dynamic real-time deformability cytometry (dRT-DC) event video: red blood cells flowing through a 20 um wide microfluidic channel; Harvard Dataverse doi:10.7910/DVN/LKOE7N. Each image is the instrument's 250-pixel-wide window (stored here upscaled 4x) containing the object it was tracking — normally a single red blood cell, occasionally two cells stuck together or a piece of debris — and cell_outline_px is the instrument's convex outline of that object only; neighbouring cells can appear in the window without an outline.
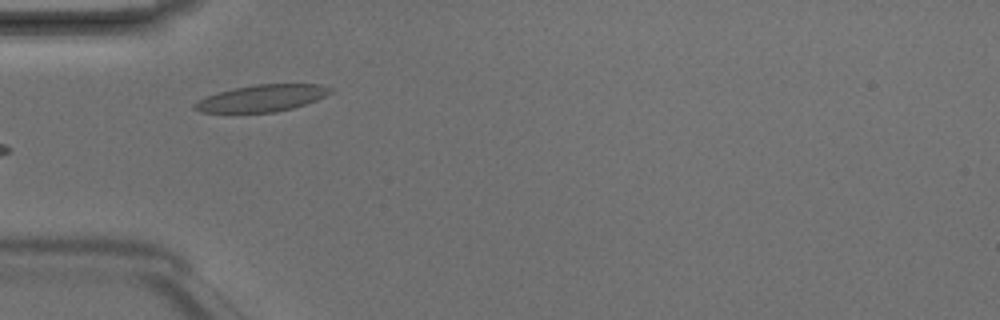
{"species": "Egyptian fruit bat (a non-hibernating species)", "species_latin": "Rousettus aegyptiacus", "temperature_condition": "room temperature", "stored_images_in_passage": 5, "camera_frame_rate_fps": 3000, "um_per_image_px": 0.085, "animal": {"sex": "male"}, "frame": {"image": 1, "passage_image": 5, "time_ms": 1.333, "image_size_px": [1000, 320], "cell_outline_px": [[332, 92], [316, 100], [292, 108], [276, 112], [200, 112], [192, 108], [192, 104], [196, 100], [220, 92], [236, 88], [256, 84], [320, 84], [332, 88]], "centroid_in_image_um": [22.25, 8.34], "position_along_channel_um": 62.8, "area_um2": 20.98}}